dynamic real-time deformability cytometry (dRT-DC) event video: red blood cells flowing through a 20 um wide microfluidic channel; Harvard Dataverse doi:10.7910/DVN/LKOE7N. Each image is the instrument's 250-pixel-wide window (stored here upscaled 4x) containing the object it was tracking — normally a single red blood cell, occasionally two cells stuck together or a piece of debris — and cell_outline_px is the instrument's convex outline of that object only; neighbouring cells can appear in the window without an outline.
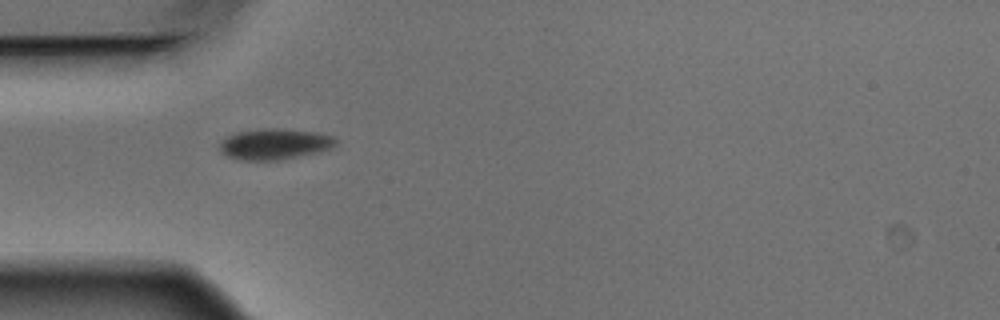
{"species": "Egyptian fruit bat (a non-hibernating species)", "species_latin": "Rousettus aegyptiacus", "temperature_condition": "warm", "stored_images_in_passage": 6, "camera_frame_rate_fps": 3000, "um_per_image_px": 0.085, "animal": {"sex": "male"}, "frame": {"image": 1, "passage_image": 1, "time_ms": 0.0, "image_size_px": [1000, 320], "cell_outline_px": [[336, 144], [332, 148], [320, 152], [300, 156], [276, 160], [240, 160], [228, 156], [220, 152], [220, 140], [236, 132], [264, 128], [276, 128], [316, 132], [332, 136], [336, 140]], "centroid_in_image_um": [23.33, 12.24], "position_along_channel_um": 61.7, "area_um2": 20.92}}
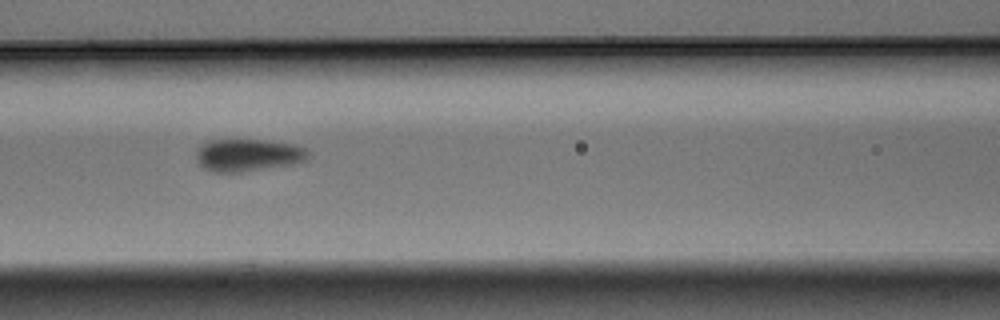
{"frame": {"image": 2, "passage_image": 3, "time_ms": 0.667, "image_size_px": [1000, 320], "cell_outline_px": [[308, 156], [304, 160], [292, 164], [244, 172], [212, 172], [204, 168], [196, 160], [196, 148], [208, 140], [264, 140], [292, 144], [304, 148], [308, 152]], "centroid_in_image_um": [21.02, 13.19], "position_along_channel_um": 145.6, "area_um2": 21.1}}
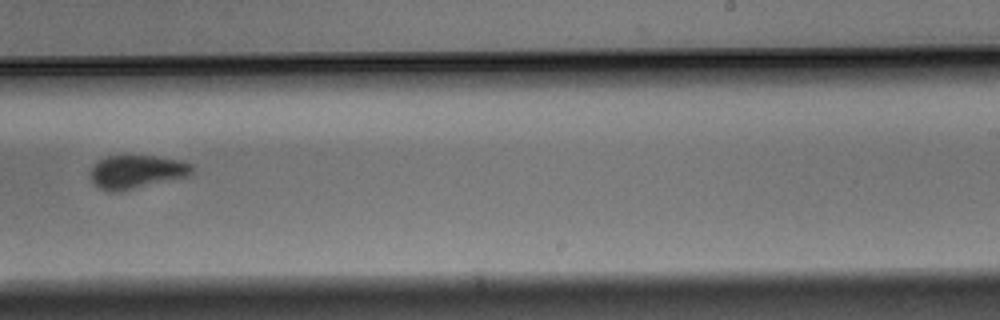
{"frame": {"image": 3, "passage_image": 6, "time_ms": 1.667, "image_size_px": [1000, 320], "cell_outline_px": [[192, 172], [188, 176], [124, 192], [108, 192], [100, 188], [88, 176], [92, 168], [100, 160], [108, 156], [156, 156], [180, 160], [192, 164]], "centroid_in_image_um": [11.62, 14.63], "position_along_channel_um": 277.4, "area_um2": 19.94}}